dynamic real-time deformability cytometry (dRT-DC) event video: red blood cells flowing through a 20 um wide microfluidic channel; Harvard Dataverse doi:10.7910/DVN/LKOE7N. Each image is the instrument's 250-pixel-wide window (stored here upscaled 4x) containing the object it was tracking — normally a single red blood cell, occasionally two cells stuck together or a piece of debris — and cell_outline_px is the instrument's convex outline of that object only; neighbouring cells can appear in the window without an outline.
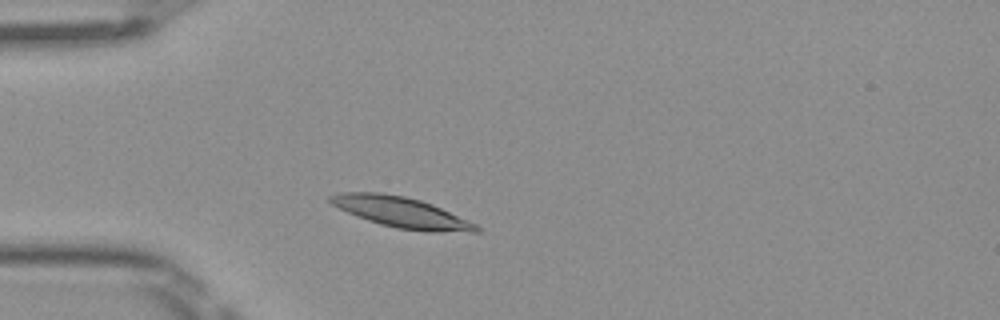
{"species": "Egyptian fruit bat (a non-hibernating species)", "species_latin": "Rousettus aegyptiacus", "temperature_condition": "room temperature", "stored_images_in_passage": 44, "camera_frame_rate_fps": 3000, "um_per_image_px": 0.085, "frame": {"image": 1, "passage_image": 7, "time_ms": 2.0, "image_size_px": [1000, 320], "cell_outline_px": [[480, 232], [428, 232], [396, 228], [380, 224], [356, 216], [332, 204], [328, 200], [328, 196], [340, 192], [380, 192], [404, 196], [420, 200], [432, 204], [468, 220], [476, 224], [480, 228]], "centroid_in_image_um": [34.12, 18.05], "position_along_channel_um": 50.9, "area_um2": 26.01}}
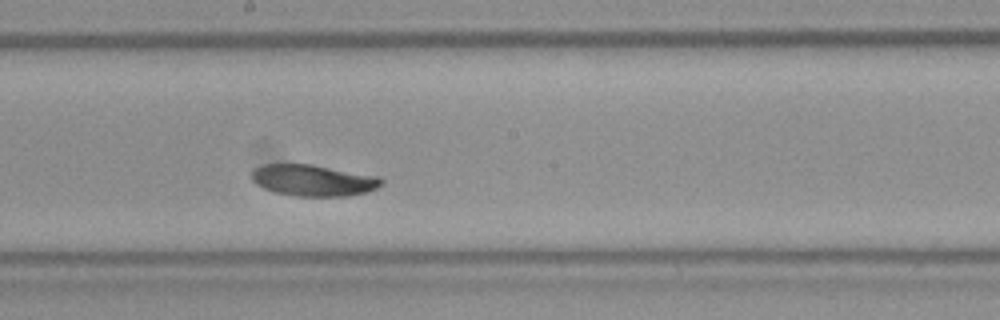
{"frame": {"image": 2, "passage_image": 21, "time_ms": 6.667, "image_size_px": [1000, 320], "cell_outline_px": [[384, 184], [376, 188], [364, 192], [348, 196], [296, 196], [276, 192], [264, 188], [256, 184], [252, 180], [252, 172], [256, 168], [264, 164], [312, 164], [380, 176], [384, 180]], "centroid_in_image_um": [26.67, 15.32], "position_along_channel_um": 221.5, "area_um2": 23.76}}
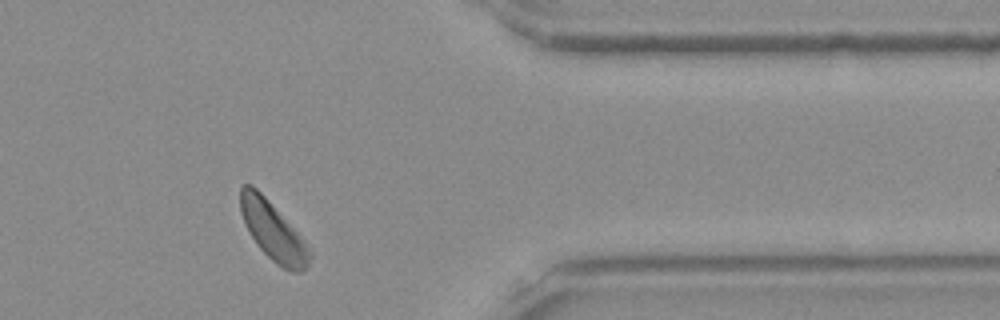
{"frame": {"image": 3, "passage_image": 35, "time_ms": 11.333, "image_size_px": [1000, 320], "cell_outline_px": [[312, 256], [308, 268], [300, 272], [292, 272], [276, 264], [260, 248], [248, 232], [240, 212], [240, 188], [244, 184], [252, 184], [268, 200], [304, 240], [312, 252]], "centroid_in_image_um": [23.21, 19.67], "position_along_channel_um": 388.2, "area_um2": 23.47}, "authors_computed_cell_mechanics": {"area_um2": 24.1315, "velocity_mm_per_s": 3.9459, "shape_relaxation_time_tau1_ms": 1.6017, "shape_relaxation_time_tau2_ms": null, "deformation_change_tau1": 0.092, "deformation_change_tau2": null}}